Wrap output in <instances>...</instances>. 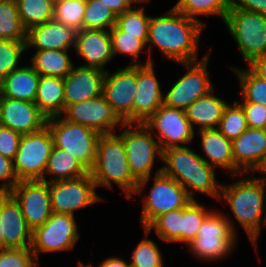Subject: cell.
I'll return each instance as SVG.
<instances>
[{"label":"cell","mask_w":266,"mask_h":267,"mask_svg":"<svg viewBox=\"0 0 266 267\" xmlns=\"http://www.w3.org/2000/svg\"><path fill=\"white\" fill-rule=\"evenodd\" d=\"M9 193L20 204L25 221L32 230L43 225L53 212L49 182L19 181Z\"/></svg>","instance_id":"obj_17"},{"label":"cell","mask_w":266,"mask_h":267,"mask_svg":"<svg viewBox=\"0 0 266 267\" xmlns=\"http://www.w3.org/2000/svg\"><path fill=\"white\" fill-rule=\"evenodd\" d=\"M244 110L249 128L266 129V107L252 102H238Z\"/></svg>","instance_id":"obj_46"},{"label":"cell","mask_w":266,"mask_h":267,"mask_svg":"<svg viewBox=\"0 0 266 267\" xmlns=\"http://www.w3.org/2000/svg\"><path fill=\"white\" fill-rule=\"evenodd\" d=\"M232 5L237 9L266 15V0H232Z\"/></svg>","instance_id":"obj_48"},{"label":"cell","mask_w":266,"mask_h":267,"mask_svg":"<svg viewBox=\"0 0 266 267\" xmlns=\"http://www.w3.org/2000/svg\"><path fill=\"white\" fill-rule=\"evenodd\" d=\"M0 221L3 248L31 247L33 230L25 221L20 204L10 193H0Z\"/></svg>","instance_id":"obj_22"},{"label":"cell","mask_w":266,"mask_h":267,"mask_svg":"<svg viewBox=\"0 0 266 267\" xmlns=\"http://www.w3.org/2000/svg\"><path fill=\"white\" fill-rule=\"evenodd\" d=\"M25 57H28L26 41L0 39V78L3 80L11 71L20 67L27 60Z\"/></svg>","instance_id":"obj_41"},{"label":"cell","mask_w":266,"mask_h":267,"mask_svg":"<svg viewBox=\"0 0 266 267\" xmlns=\"http://www.w3.org/2000/svg\"><path fill=\"white\" fill-rule=\"evenodd\" d=\"M1 91H2V79L0 78V95H1Z\"/></svg>","instance_id":"obj_57"},{"label":"cell","mask_w":266,"mask_h":267,"mask_svg":"<svg viewBox=\"0 0 266 267\" xmlns=\"http://www.w3.org/2000/svg\"><path fill=\"white\" fill-rule=\"evenodd\" d=\"M35 261L31 247L0 249V267H30Z\"/></svg>","instance_id":"obj_44"},{"label":"cell","mask_w":266,"mask_h":267,"mask_svg":"<svg viewBox=\"0 0 266 267\" xmlns=\"http://www.w3.org/2000/svg\"><path fill=\"white\" fill-rule=\"evenodd\" d=\"M74 53L75 60L80 59L81 66L101 69L105 72L114 59L110 32L106 30L81 29L76 31Z\"/></svg>","instance_id":"obj_20"},{"label":"cell","mask_w":266,"mask_h":267,"mask_svg":"<svg viewBox=\"0 0 266 267\" xmlns=\"http://www.w3.org/2000/svg\"><path fill=\"white\" fill-rule=\"evenodd\" d=\"M155 63L137 65V90L133 102V123H144L163 104L164 91Z\"/></svg>","instance_id":"obj_18"},{"label":"cell","mask_w":266,"mask_h":267,"mask_svg":"<svg viewBox=\"0 0 266 267\" xmlns=\"http://www.w3.org/2000/svg\"><path fill=\"white\" fill-rule=\"evenodd\" d=\"M53 145L71 153L89 170L93 167L100 134L84 125L66 121L61 116L47 119Z\"/></svg>","instance_id":"obj_12"},{"label":"cell","mask_w":266,"mask_h":267,"mask_svg":"<svg viewBox=\"0 0 266 267\" xmlns=\"http://www.w3.org/2000/svg\"><path fill=\"white\" fill-rule=\"evenodd\" d=\"M89 173L97 190L102 187L113 191L117 186L127 201L138 186L129 169L123 140L116 132L99 136L95 162Z\"/></svg>","instance_id":"obj_4"},{"label":"cell","mask_w":266,"mask_h":267,"mask_svg":"<svg viewBox=\"0 0 266 267\" xmlns=\"http://www.w3.org/2000/svg\"><path fill=\"white\" fill-rule=\"evenodd\" d=\"M89 267H95L92 261L87 262ZM97 267H131L129 261L119 255H110V257L104 258Z\"/></svg>","instance_id":"obj_50"},{"label":"cell","mask_w":266,"mask_h":267,"mask_svg":"<svg viewBox=\"0 0 266 267\" xmlns=\"http://www.w3.org/2000/svg\"><path fill=\"white\" fill-rule=\"evenodd\" d=\"M150 181H152L151 185ZM148 184L150 188H148V193H145ZM139 195L143 199L140 202L142 206L139 216L141 229L146 228L161 214L184 208L192 200L178 181L162 172L138 181L137 189L128 202L133 201L132 199Z\"/></svg>","instance_id":"obj_5"},{"label":"cell","mask_w":266,"mask_h":267,"mask_svg":"<svg viewBox=\"0 0 266 267\" xmlns=\"http://www.w3.org/2000/svg\"><path fill=\"white\" fill-rule=\"evenodd\" d=\"M246 66L259 78L266 80V54L254 58Z\"/></svg>","instance_id":"obj_51"},{"label":"cell","mask_w":266,"mask_h":267,"mask_svg":"<svg viewBox=\"0 0 266 267\" xmlns=\"http://www.w3.org/2000/svg\"><path fill=\"white\" fill-rule=\"evenodd\" d=\"M86 0H58L54 3L53 19L73 28L82 29Z\"/></svg>","instance_id":"obj_43"},{"label":"cell","mask_w":266,"mask_h":267,"mask_svg":"<svg viewBox=\"0 0 266 267\" xmlns=\"http://www.w3.org/2000/svg\"><path fill=\"white\" fill-rule=\"evenodd\" d=\"M116 19V14L102 1L86 0L82 29L109 31Z\"/></svg>","instance_id":"obj_39"},{"label":"cell","mask_w":266,"mask_h":267,"mask_svg":"<svg viewBox=\"0 0 266 267\" xmlns=\"http://www.w3.org/2000/svg\"><path fill=\"white\" fill-rule=\"evenodd\" d=\"M183 208L169 211L156 217L146 229L166 244L182 245Z\"/></svg>","instance_id":"obj_34"},{"label":"cell","mask_w":266,"mask_h":267,"mask_svg":"<svg viewBox=\"0 0 266 267\" xmlns=\"http://www.w3.org/2000/svg\"><path fill=\"white\" fill-rule=\"evenodd\" d=\"M77 217L52 212L49 219L32 232L31 250L36 261L41 256L48 254H59L60 252H71L81 239ZM78 222V223H77Z\"/></svg>","instance_id":"obj_10"},{"label":"cell","mask_w":266,"mask_h":267,"mask_svg":"<svg viewBox=\"0 0 266 267\" xmlns=\"http://www.w3.org/2000/svg\"><path fill=\"white\" fill-rule=\"evenodd\" d=\"M226 66L235 74L240 87L241 100L236 98V101L258 103L266 107V80L259 78L247 66Z\"/></svg>","instance_id":"obj_33"},{"label":"cell","mask_w":266,"mask_h":267,"mask_svg":"<svg viewBox=\"0 0 266 267\" xmlns=\"http://www.w3.org/2000/svg\"><path fill=\"white\" fill-rule=\"evenodd\" d=\"M183 15L195 19L208 27L203 17H219L224 23L228 11L232 8V0H177L173 6Z\"/></svg>","instance_id":"obj_32"},{"label":"cell","mask_w":266,"mask_h":267,"mask_svg":"<svg viewBox=\"0 0 266 267\" xmlns=\"http://www.w3.org/2000/svg\"><path fill=\"white\" fill-rule=\"evenodd\" d=\"M76 267H89L84 261L78 259V264Z\"/></svg>","instance_id":"obj_53"},{"label":"cell","mask_w":266,"mask_h":267,"mask_svg":"<svg viewBox=\"0 0 266 267\" xmlns=\"http://www.w3.org/2000/svg\"><path fill=\"white\" fill-rule=\"evenodd\" d=\"M142 230L144 237L135 245L128 259L131 267H164L167 264L162 249L150 238L151 233L146 228Z\"/></svg>","instance_id":"obj_35"},{"label":"cell","mask_w":266,"mask_h":267,"mask_svg":"<svg viewBox=\"0 0 266 267\" xmlns=\"http://www.w3.org/2000/svg\"><path fill=\"white\" fill-rule=\"evenodd\" d=\"M235 176L257 173L266 160V129L247 128L232 141Z\"/></svg>","instance_id":"obj_21"},{"label":"cell","mask_w":266,"mask_h":267,"mask_svg":"<svg viewBox=\"0 0 266 267\" xmlns=\"http://www.w3.org/2000/svg\"><path fill=\"white\" fill-rule=\"evenodd\" d=\"M61 117L93 129L100 135L115 133L124 124L103 95L66 107Z\"/></svg>","instance_id":"obj_16"},{"label":"cell","mask_w":266,"mask_h":267,"mask_svg":"<svg viewBox=\"0 0 266 267\" xmlns=\"http://www.w3.org/2000/svg\"><path fill=\"white\" fill-rule=\"evenodd\" d=\"M27 29L18 14L15 0H0V39L26 41Z\"/></svg>","instance_id":"obj_36"},{"label":"cell","mask_w":266,"mask_h":267,"mask_svg":"<svg viewBox=\"0 0 266 267\" xmlns=\"http://www.w3.org/2000/svg\"><path fill=\"white\" fill-rule=\"evenodd\" d=\"M75 64L63 78L65 108L102 95L105 71Z\"/></svg>","instance_id":"obj_23"},{"label":"cell","mask_w":266,"mask_h":267,"mask_svg":"<svg viewBox=\"0 0 266 267\" xmlns=\"http://www.w3.org/2000/svg\"><path fill=\"white\" fill-rule=\"evenodd\" d=\"M200 138L199 155L210 166L235 176V163L232 153V141L227 139L218 129H204L195 132V138Z\"/></svg>","instance_id":"obj_25"},{"label":"cell","mask_w":266,"mask_h":267,"mask_svg":"<svg viewBox=\"0 0 266 267\" xmlns=\"http://www.w3.org/2000/svg\"><path fill=\"white\" fill-rule=\"evenodd\" d=\"M221 209H215L204 219L196 239L186 249L197 262L213 265L224 262L237 249L238 238Z\"/></svg>","instance_id":"obj_6"},{"label":"cell","mask_w":266,"mask_h":267,"mask_svg":"<svg viewBox=\"0 0 266 267\" xmlns=\"http://www.w3.org/2000/svg\"><path fill=\"white\" fill-rule=\"evenodd\" d=\"M223 24L245 65L266 54V15L232 5Z\"/></svg>","instance_id":"obj_8"},{"label":"cell","mask_w":266,"mask_h":267,"mask_svg":"<svg viewBox=\"0 0 266 267\" xmlns=\"http://www.w3.org/2000/svg\"><path fill=\"white\" fill-rule=\"evenodd\" d=\"M34 103L47 118L61 116L65 109L63 78L40 75Z\"/></svg>","instance_id":"obj_31"},{"label":"cell","mask_w":266,"mask_h":267,"mask_svg":"<svg viewBox=\"0 0 266 267\" xmlns=\"http://www.w3.org/2000/svg\"><path fill=\"white\" fill-rule=\"evenodd\" d=\"M40 261H35L30 267H42Z\"/></svg>","instance_id":"obj_55"},{"label":"cell","mask_w":266,"mask_h":267,"mask_svg":"<svg viewBox=\"0 0 266 267\" xmlns=\"http://www.w3.org/2000/svg\"><path fill=\"white\" fill-rule=\"evenodd\" d=\"M230 177L233 178H230L231 183L222 182L217 204L219 202V205L222 203L223 207H229L228 215L225 211L222 213L227 218L231 230L238 236V226H241L240 228L244 230L252 249L254 248L253 251L259 255L258 240L263 228L266 227V180L257 176L256 173Z\"/></svg>","instance_id":"obj_1"},{"label":"cell","mask_w":266,"mask_h":267,"mask_svg":"<svg viewBox=\"0 0 266 267\" xmlns=\"http://www.w3.org/2000/svg\"><path fill=\"white\" fill-rule=\"evenodd\" d=\"M23 26L29 28L46 23L54 17L51 0H15Z\"/></svg>","instance_id":"obj_37"},{"label":"cell","mask_w":266,"mask_h":267,"mask_svg":"<svg viewBox=\"0 0 266 267\" xmlns=\"http://www.w3.org/2000/svg\"><path fill=\"white\" fill-rule=\"evenodd\" d=\"M137 3H151L152 0H136Z\"/></svg>","instance_id":"obj_56"},{"label":"cell","mask_w":266,"mask_h":267,"mask_svg":"<svg viewBox=\"0 0 266 267\" xmlns=\"http://www.w3.org/2000/svg\"><path fill=\"white\" fill-rule=\"evenodd\" d=\"M49 191L52 211L75 217H78L77 211L107 201L99 195L90 173L73 179L49 182Z\"/></svg>","instance_id":"obj_11"},{"label":"cell","mask_w":266,"mask_h":267,"mask_svg":"<svg viewBox=\"0 0 266 267\" xmlns=\"http://www.w3.org/2000/svg\"><path fill=\"white\" fill-rule=\"evenodd\" d=\"M89 174V169L71 153L53 145L44 177L41 181L54 182Z\"/></svg>","instance_id":"obj_30"},{"label":"cell","mask_w":266,"mask_h":267,"mask_svg":"<svg viewBox=\"0 0 266 267\" xmlns=\"http://www.w3.org/2000/svg\"><path fill=\"white\" fill-rule=\"evenodd\" d=\"M106 6H108L116 16L124 13L126 10L132 8L137 1L136 0H100Z\"/></svg>","instance_id":"obj_49"},{"label":"cell","mask_w":266,"mask_h":267,"mask_svg":"<svg viewBox=\"0 0 266 267\" xmlns=\"http://www.w3.org/2000/svg\"><path fill=\"white\" fill-rule=\"evenodd\" d=\"M47 117L34 102L11 99L0 95V125L22 135L41 131Z\"/></svg>","instance_id":"obj_19"},{"label":"cell","mask_w":266,"mask_h":267,"mask_svg":"<svg viewBox=\"0 0 266 267\" xmlns=\"http://www.w3.org/2000/svg\"><path fill=\"white\" fill-rule=\"evenodd\" d=\"M22 134L0 125V154L14 160Z\"/></svg>","instance_id":"obj_45"},{"label":"cell","mask_w":266,"mask_h":267,"mask_svg":"<svg viewBox=\"0 0 266 267\" xmlns=\"http://www.w3.org/2000/svg\"><path fill=\"white\" fill-rule=\"evenodd\" d=\"M248 128L242 106L234 100L226 106L218 130L229 140L238 138Z\"/></svg>","instance_id":"obj_42"},{"label":"cell","mask_w":266,"mask_h":267,"mask_svg":"<svg viewBox=\"0 0 266 267\" xmlns=\"http://www.w3.org/2000/svg\"><path fill=\"white\" fill-rule=\"evenodd\" d=\"M18 183L13 160L0 154V193H9Z\"/></svg>","instance_id":"obj_47"},{"label":"cell","mask_w":266,"mask_h":267,"mask_svg":"<svg viewBox=\"0 0 266 267\" xmlns=\"http://www.w3.org/2000/svg\"><path fill=\"white\" fill-rule=\"evenodd\" d=\"M216 89L194 101L185 110L195 132L204 129H217L220 124L230 99L225 100V97L217 96Z\"/></svg>","instance_id":"obj_26"},{"label":"cell","mask_w":266,"mask_h":267,"mask_svg":"<svg viewBox=\"0 0 266 267\" xmlns=\"http://www.w3.org/2000/svg\"><path fill=\"white\" fill-rule=\"evenodd\" d=\"M52 147L53 137L47 126L41 131L22 135L13 160L18 180H42Z\"/></svg>","instance_id":"obj_13"},{"label":"cell","mask_w":266,"mask_h":267,"mask_svg":"<svg viewBox=\"0 0 266 267\" xmlns=\"http://www.w3.org/2000/svg\"><path fill=\"white\" fill-rule=\"evenodd\" d=\"M190 146L163 150L161 172L178 181L192 200L199 194L217 202L222 186L217 170L204 161L194 146Z\"/></svg>","instance_id":"obj_3"},{"label":"cell","mask_w":266,"mask_h":267,"mask_svg":"<svg viewBox=\"0 0 266 267\" xmlns=\"http://www.w3.org/2000/svg\"><path fill=\"white\" fill-rule=\"evenodd\" d=\"M137 90V65L108 70L103 80L102 95L124 123H133V102Z\"/></svg>","instance_id":"obj_15"},{"label":"cell","mask_w":266,"mask_h":267,"mask_svg":"<svg viewBox=\"0 0 266 267\" xmlns=\"http://www.w3.org/2000/svg\"><path fill=\"white\" fill-rule=\"evenodd\" d=\"M39 76L32 66L25 61L2 80L1 96L34 102L39 85Z\"/></svg>","instance_id":"obj_27"},{"label":"cell","mask_w":266,"mask_h":267,"mask_svg":"<svg viewBox=\"0 0 266 267\" xmlns=\"http://www.w3.org/2000/svg\"><path fill=\"white\" fill-rule=\"evenodd\" d=\"M75 36L73 28L52 19L27 30L26 51L74 50Z\"/></svg>","instance_id":"obj_24"},{"label":"cell","mask_w":266,"mask_h":267,"mask_svg":"<svg viewBox=\"0 0 266 267\" xmlns=\"http://www.w3.org/2000/svg\"><path fill=\"white\" fill-rule=\"evenodd\" d=\"M212 53L211 50L203 59L195 62L177 63L184 67L185 72L182 75L180 73L166 91L164 87L165 106L185 111L194 101L215 89L208 69Z\"/></svg>","instance_id":"obj_9"},{"label":"cell","mask_w":266,"mask_h":267,"mask_svg":"<svg viewBox=\"0 0 266 267\" xmlns=\"http://www.w3.org/2000/svg\"><path fill=\"white\" fill-rule=\"evenodd\" d=\"M205 29L202 23L183 15L173 6L162 14L151 15L146 43L151 62H156L152 57L154 48L161 51L162 58L169 62L186 63L203 59L212 50L209 47L199 58Z\"/></svg>","instance_id":"obj_2"},{"label":"cell","mask_w":266,"mask_h":267,"mask_svg":"<svg viewBox=\"0 0 266 267\" xmlns=\"http://www.w3.org/2000/svg\"><path fill=\"white\" fill-rule=\"evenodd\" d=\"M29 56L27 62L43 76L64 78L74 67L73 50H41ZM73 53L71 56L70 54ZM75 61V63H74Z\"/></svg>","instance_id":"obj_28"},{"label":"cell","mask_w":266,"mask_h":267,"mask_svg":"<svg viewBox=\"0 0 266 267\" xmlns=\"http://www.w3.org/2000/svg\"><path fill=\"white\" fill-rule=\"evenodd\" d=\"M143 124L157 138L162 151L171 147L191 145L197 139L185 111L164 104Z\"/></svg>","instance_id":"obj_14"},{"label":"cell","mask_w":266,"mask_h":267,"mask_svg":"<svg viewBox=\"0 0 266 267\" xmlns=\"http://www.w3.org/2000/svg\"><path fill=\"white\" fill-rule=\"evenodd\" d=\"M111 46L114 58L117 56L129 57L128 65H145L152 63L148 50H147V40L148 35H131L127 32L122 31L117 25H114L110 30ZM146 54L143 60L141 54Z\"/></svg>","instance_id":"obj_29"},{"label":"cell","mask_w":266,"mask_h":267,"mask_svg":"<svg viewBox=\"0 0 266 267\" xmlns=\"http://www.w3.org/2000/svg\"><path fill=\"white\" fill-rule=\"evenodd\" d=\"M147 4L136 3L129 10L117 15L116 25L127 34L148 35L151 15H149V12L147 13Z\"/></svg>","instance_id":"obj_40"},{"label":"cell","mask_w":266,"mask_h":267,"mask_svg":"<svg viewBox=\"0 0 266 267\" xmlns=\"http://www.w3.org/2000/svg\"><path fill=\"white\" fill-rule=\"evenodd\" d=\"M116 133L123 140L130 172L137 181L161 172V165L155 166L162 161V149L143 123H124Z\"/></svg>","instance_id":"obj_7"},{"label":"cell","mask_w":266,"mask_h":267,"mask_svg":"<svg viewBox=\"0 0 266 267\" xmlns=\"http://www.w3.org/2000/svg\"><path fill=\"white\" fill-rule=\"evenodd\" d=\"M212 207H207L200 200H191V202L183 208V224H182V246H187L192 243L198 234L204 219L214 210Z\"/></svg>","instance_id":"obj_38"},{"label":"cell","mask_w":266,"mask_h":267,"mask_svg":"<svg viewBox=\"0 0 266 267\" xmlns=\"http://www.w3.org/2000/svg\"><path fill=\"white\" fill-rule=\"evenodd\" d=\"M0 249H3V233L1 230V226H0Z\"/></svg>","instance_id":"obj_54"},{"label":"cell","mask_w":266,"mask_h":267,"mask_svg":"<svg viewBox=\"0 0 266 267\" xmlns=\"http://www.w3.org/2000/svg\"><path fill=\"white\" fill-rule=\"evenodd\" d=\"M257 174L259 175L260 178H263L266 180V160L262 167L258 170Z\"/></svg>","instance_id":"obj_52"}]
</instances>
